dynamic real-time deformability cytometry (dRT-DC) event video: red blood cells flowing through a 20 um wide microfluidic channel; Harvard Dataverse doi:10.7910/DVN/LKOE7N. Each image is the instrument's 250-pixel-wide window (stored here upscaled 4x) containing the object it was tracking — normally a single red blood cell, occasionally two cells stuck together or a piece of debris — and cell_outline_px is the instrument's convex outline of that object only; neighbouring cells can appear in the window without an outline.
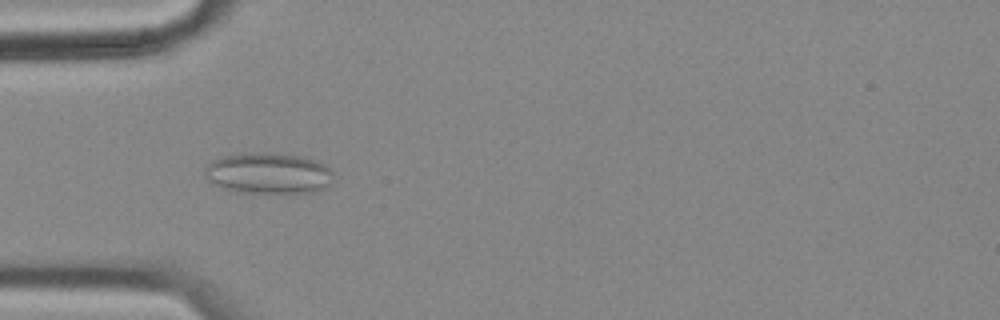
{"species": "common noctule bat (a hibernating species)", "species_latin": "Nyctalus noctula", "temperature_condition": "cold", "stored_images_in_passage": 54, "camera_frame_rate_fps": 3000, "um_per_image_px": 0.085, "animal": {"sex": "female", "body_mass_g": 18.4}, "frame": {"image": 1, "passage_image": 17, "time_ms": 5.333, "image_size_px": [1000, 320], "cell_outline_px": [[332, 184], [328, 188], [320, 192], [240, 192], [216, 184], [208, 180], [204, 172], [204, 168], [212, 160], [224, 156], [256, 152], [304, 156], [316, 160], [324, 164], [332, 172]], "centroid_in_image_um": [22.88, 14.72], "position_along_channel_um": 62.1, "area_um2": 30.58}}
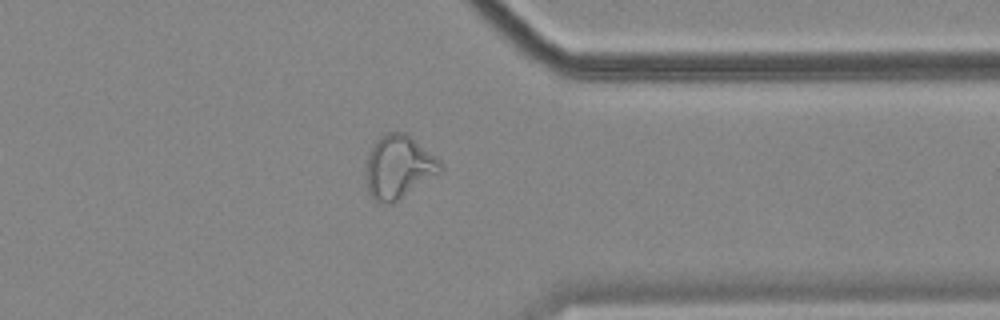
{"frame": {"image": 2, "passage_image": 42, "time_ms": 13.667, "image_size_px": [1000, 320], "cell_outline_px": [[444, 168], [440, 172], [392, 204], [388, 204], [372, 200], [368, 192], [364, 168], [364, 164], [368, 152], [372, 144], [384, 132], [404, 132], [412, 136], [436, 156], [440, 160]], "centroid_in_image_um": [33.84, 14.17], "position_along_channel_um": 377.6, "area_um2": 27.98}}
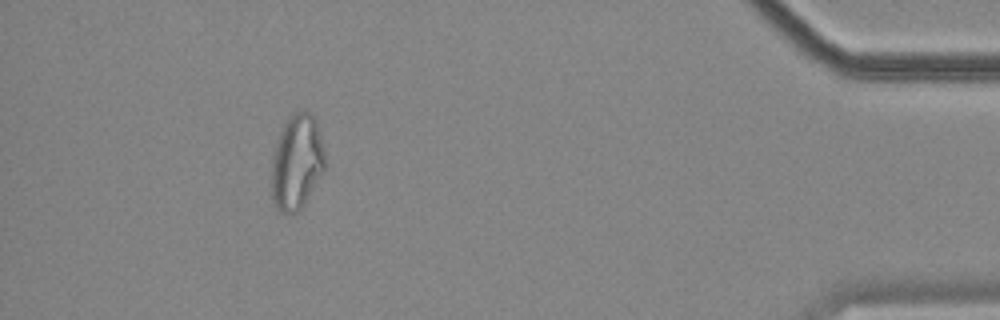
{"frame": {"image": 3, "passage_image": 49, "time_ms": 16.0, "image_size_px": [1000, 320], "cell_outline_px": [[324, 172], [304, 204], [296, 212], [280, 212], [276, 208], [272, 200], [272, 156], [276, 140], [288, 116], [292, 112], [304, 108], [316, 116], [324, 148]], "centroid_in_image_um": [25.23, 13.7], "position_along_channel_um": 410.0, "area_um2": 30.11}, "authors_computed_cell_mechanics": {"area_um2": 28.3509, "velocity_mm_per_s": 3.57, "shape_relaxation_time_tau1_ms": null, "shape_relaxation_time_tau2_ms": 2.2686, "deformation_change_tau1": null, "deformation_change_tau2": 0.1021}}